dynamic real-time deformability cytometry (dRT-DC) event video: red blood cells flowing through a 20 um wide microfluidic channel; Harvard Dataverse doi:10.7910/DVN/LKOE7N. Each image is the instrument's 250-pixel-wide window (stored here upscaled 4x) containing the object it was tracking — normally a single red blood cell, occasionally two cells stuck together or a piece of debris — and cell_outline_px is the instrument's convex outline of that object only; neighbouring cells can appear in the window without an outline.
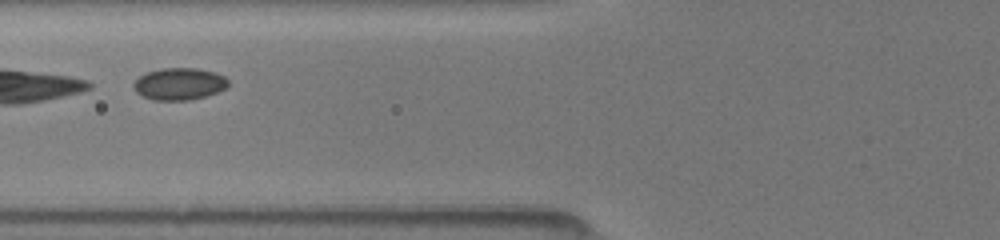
{"species": "common noctule bat (a hibernating species)", "species_latin": "Nyctalus noctula", "temperature_condition": "room temperature", "stored_images_in_passage": 9, "camera_frame_rate_fps": 3000, "um_per_image_px": 0.085, "animal": {"sex": "female", "body_mass_g": 19.5, "forearm_length_mm": 54.1}, "frame": {"image": 1, "passage_image": 6, "time_ms": 2.333, "image_size_px": [1000, 240], "cell_outline_px": [[228, 84], [224, 88], [216, 92], [204, 96], [188, 100], [152, 100], [140, 96], [132, 88], [132, 84], [140, 76], [148, 72], [160, 68], [196, 68], [216, 72], [224, 76], [228, 80]], "centroid_in_image_um": [15.19, 7.13], "position_along_channel_um": 110.6, "area_um2": 17.69}}